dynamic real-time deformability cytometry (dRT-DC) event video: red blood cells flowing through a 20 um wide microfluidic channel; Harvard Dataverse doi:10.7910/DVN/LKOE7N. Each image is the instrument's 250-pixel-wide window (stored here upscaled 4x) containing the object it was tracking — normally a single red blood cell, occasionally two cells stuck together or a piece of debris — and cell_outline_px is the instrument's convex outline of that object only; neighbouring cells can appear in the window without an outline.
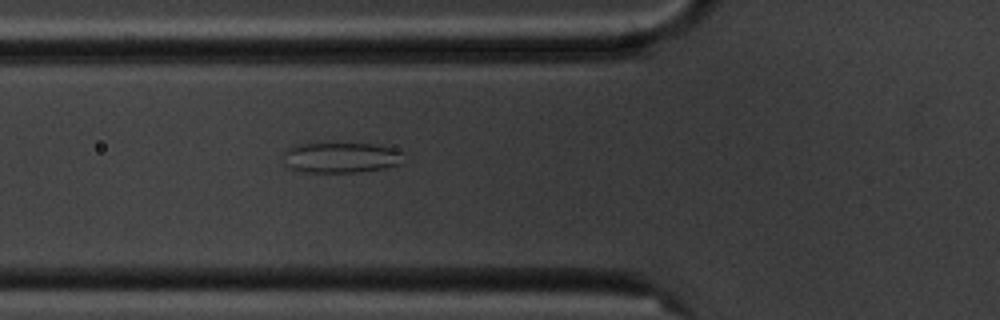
{"species": "common noctule bat (a hibernating species)", "species_latin": "Nyctalus noctula", "temperature_condition": "cold", "stored_images_in_passage": 4, "camera_frame_rate_fps": 3000, "um_per_image_px": 0.085, "animal": {"sex": "male", "body_mass_g": 20.1, "forearm_length_mm": 53.5}, "frame": {"image": 1, "passage_image": 4, "time_ms": 4.333, "image_size_px": [1000, 320], "cell_outline_px": [[404, 152], [400, 164], [384, 168], [356, 172], [308, 172], [288, 168], [284, 164], [284, 152], [292, 144], [308, 140], [372, 144], [396, 148]], "centroid_in_image_um": [28.9, 13.33], "position_along_channel_um": 96.9, "area_um2": 22.54}}